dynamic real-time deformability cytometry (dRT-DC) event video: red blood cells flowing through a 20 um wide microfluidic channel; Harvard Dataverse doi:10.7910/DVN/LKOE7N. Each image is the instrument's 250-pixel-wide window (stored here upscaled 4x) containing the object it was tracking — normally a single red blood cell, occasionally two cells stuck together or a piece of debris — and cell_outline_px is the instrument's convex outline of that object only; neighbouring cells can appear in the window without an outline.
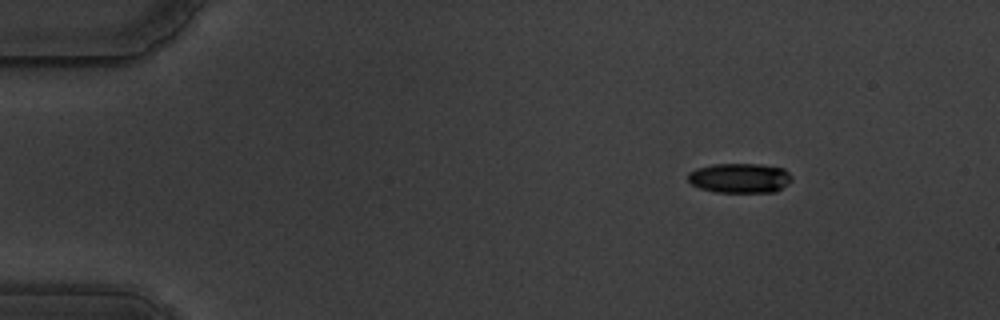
{"species": "common noctule bat (a hibernating species)", "species_latin": "Nyctalus noctula", "temperature_condition": "warm", "stored_images_in_passage": 51, "camera_frame_rate_fps": 3000, "um_per_image_px": 0.085, "animal": {"sex": "male", "body_mass_g": 19.5, "forearm_length_mm": 54.6}, "frame": {"image": 1, "passage_image": 1, "time_ms": 0.0, "image_size_px": [1000, 320], "cell_outline_px": [[792, 180], [788, 184], [776, 192], [716, 192], [700, 188], [692, 184], [688, 180], [688, 172], [696, 168], [712, 164], [760, 164], [784, 168], [792, 176]], "centroid_in_image_um": [62.89, 15.13], "position_along_channel_um": 22.1, "area_um2": 18.15}}
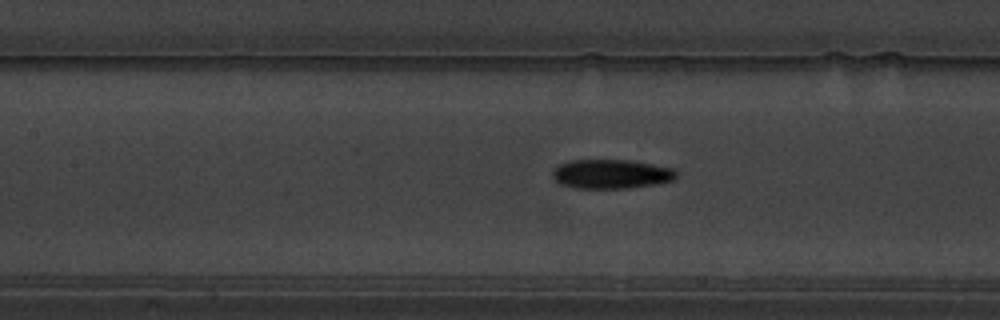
{"frame": {"image": 2, "passage_image": 20, "time_ms": 6.333, "image_size_px": [1000, 320], "cell_outline_px": [[676, 176], [672, 180], [652, 184], [624, 188], [576, 188], [560, 184], [552, 176], [552, 172], [560, 164], [568, 160], [632, 160], [676, 168]], "centroid_in_image_um": [51.95, 14.77], "position_along_channel_um": 155.5, "area_um2": 20.98}}
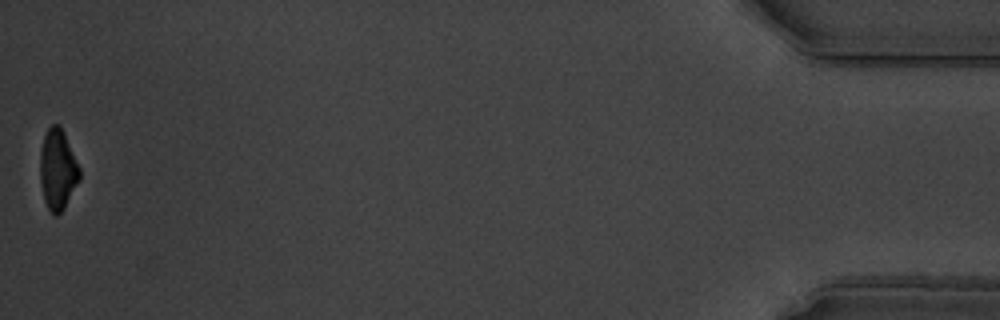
{"frame": {"image": 3, "passage_image": 51, "time_ms": 16.667, "image_size_px": [1000, 320], "cell_outline_px": [[80, 180], [64, 208], [56, 216], [48, 208], [44, 200], [40, 180], [40, 152], [44, 136], [48, 128], [52, 124], [60, 124], [64, 132], [80, 168]], "centroid_in_image_um": [4.91, 14.39], "position_along_channel_um": 430.3, "area_um2": 18.5}, "authors_computed_cell_mechanics": {"area_um2": 20.23, "velocity_mm_per_s": 3.5372, "shape_relaxation_time_tau1_ms": 3.6701, "shape_relaxation_time_tau2_ms": 2.576, "deformation_change_tau1": 0.1641, "deformation_change_tau2": 0.0973}}